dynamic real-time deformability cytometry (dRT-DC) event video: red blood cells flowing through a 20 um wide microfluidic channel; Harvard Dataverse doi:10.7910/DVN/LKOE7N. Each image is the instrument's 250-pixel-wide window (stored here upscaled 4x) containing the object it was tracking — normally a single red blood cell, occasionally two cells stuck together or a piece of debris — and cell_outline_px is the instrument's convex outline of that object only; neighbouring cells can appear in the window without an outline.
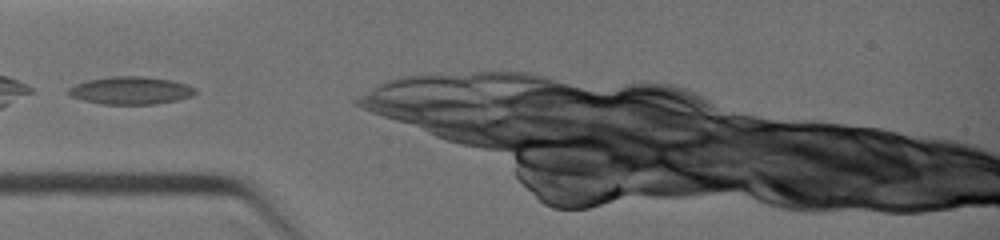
{"species": "common noctule bat (a hibernating species)", "species_latin": "Nyctalus noctula", "temperature_condition": "warm", "stored_images_in_passage": 6, "camera_frame_rate_fps": 3000, "um_per_image_px": 0.085, "animal": {"sex": "female", "body_mass_g": 19.0, "forearm_length_mm": 51.5}, "frame": {"image": 1, "passage_image": 1, "time_ms": 0.0, "image_size_px": [1000, 240], "cell_outline_px": [[196, 92], [192, 96], [176, 100], [156, 104], [100, 104], [84, 100], [72, 96], [68, 92], [68, 88], [76, 84], [88, 80], [112, 76], [144, 76], [172, 80], [188, 84], [196, 88]], "centroid_in_image_um": [11.15, 7.68], "position_along_channel_um": 73.8, "area_um2": 20.46}}
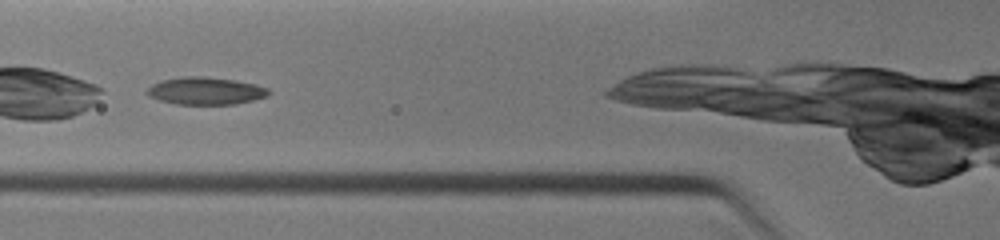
{"frame": {"image": 2, "passage_image": 3, "time_ms": 0.667, "image_size_px": [1000, 240], "cell_outline_px": [[268, 96], [236, 104], [176, 104], [160, 100], [148, 96], [144, 92], [152, 84], [160, 80], [184, 76], [204, 76], [236, 80], [256, 84], [268, 88]], "centroid_in_image_um": [17.44, 7.72], "position_along_channel_um": 108.4, "area_um2": 19.54}}